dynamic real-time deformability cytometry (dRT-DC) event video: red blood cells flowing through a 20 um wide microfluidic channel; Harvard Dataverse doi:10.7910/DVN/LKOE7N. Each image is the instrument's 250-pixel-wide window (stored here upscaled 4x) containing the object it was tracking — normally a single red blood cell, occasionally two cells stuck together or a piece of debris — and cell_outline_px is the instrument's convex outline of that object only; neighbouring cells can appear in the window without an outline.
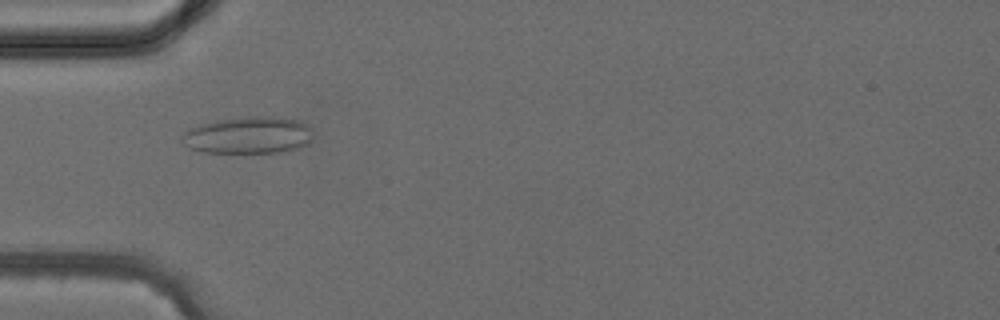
{"species": "common noctule bat (a hibernating species)", "species_latin": "Nyctalus noctula", "temperature_condition": "cold", "stored_images_in_passage": 4, "camera_frame_rate_fps": 3000, "um_per_image_px": 0.085, "animal": {"sex": "female", "body_mass_g": 24.6, "forearm_length_mm": 56.2}, "frame": {"image": 1, "passage_image": 4, "time_ms": 3.667, "image_size_px": [1000, 320], "cell_outline_px": [[312, 140], [308, 144], [296, 148], [280, 152], [204, 152], [188, 148], [180, 140], [180, 136], [188, 128], [200, 124], [216, 120], [248, 116], [272, 116], [300, 120], [308, 124], [312, 128]], "centroid_in_image_um": [21.1, 11.47], "position_along_channel_um": 63.9, "area_um2": 28.61}}